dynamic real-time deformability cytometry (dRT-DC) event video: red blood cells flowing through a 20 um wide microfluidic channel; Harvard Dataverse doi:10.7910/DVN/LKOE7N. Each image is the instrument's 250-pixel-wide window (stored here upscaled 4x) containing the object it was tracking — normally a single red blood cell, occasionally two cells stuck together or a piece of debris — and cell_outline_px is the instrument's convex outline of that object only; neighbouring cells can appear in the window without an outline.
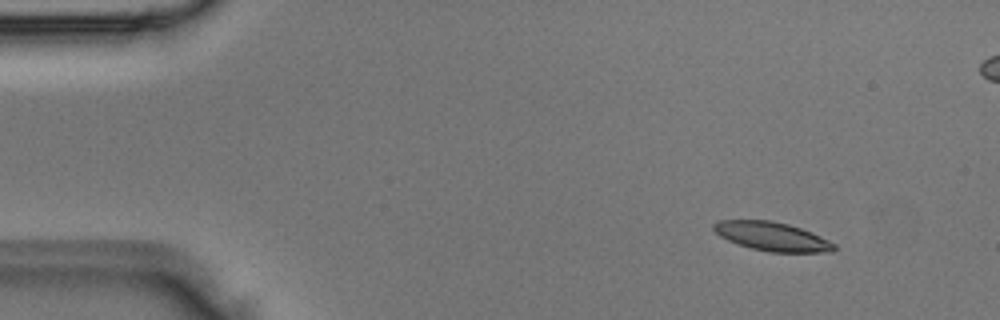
{"species": "Egyptian fruit bat (a non-hibernating species)", "species_latin": "Rousettus aegyptiacus", "temperature_condition": "room temperature", "stored_images_in_passage": 6, "camera_frame_rate_fps": 3000, "um_per_image_px": 0.085, "animal": {"sex": "male"}, "frame": {"image": 1, "passage_image": 2, "time_ms": 0.333, "image_size_px": [1000, 320], "cell_outline_px": [[836, 248], [832, 252], [768, 252], [736, 244], [720, 236], [712, 228], [712, 224], [720, 220], [772, 220], [788, 224], [812, 232], [836, 244]], "centroid_in_image_um": [65.62, 20.1], "position_along_channel_um": 19.4, "area_um2": 20.29}}
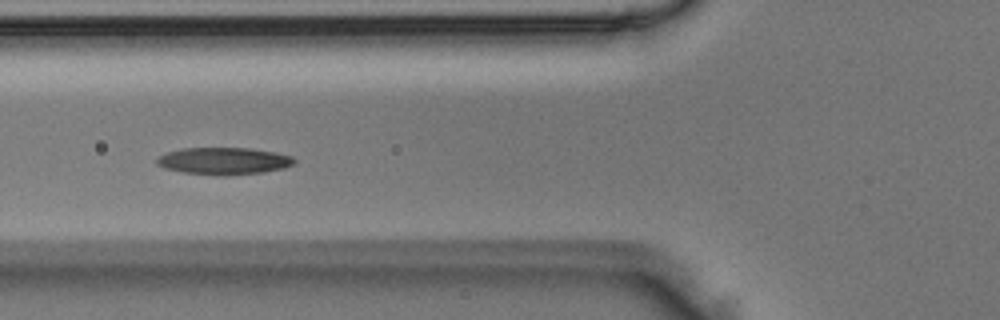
{"frame": {"image": 2, "passage_image": 6, "time_ms": 1.667, "image_size_px": [1000, 320], "cell_outline_px": [[296, 164], [284, 168], [264, 172], [228, 176], [220, 176], [184, 172], [164, 168], [156, 164], [156, 160], [160, 156], [168, 152], [180, 148], [252, 148], [292, 156], [296, 160]], "centroid_in_image_um": [19.05, 13.69], "position_along_channel_um": 106.8, "area_um2": 21.85}}